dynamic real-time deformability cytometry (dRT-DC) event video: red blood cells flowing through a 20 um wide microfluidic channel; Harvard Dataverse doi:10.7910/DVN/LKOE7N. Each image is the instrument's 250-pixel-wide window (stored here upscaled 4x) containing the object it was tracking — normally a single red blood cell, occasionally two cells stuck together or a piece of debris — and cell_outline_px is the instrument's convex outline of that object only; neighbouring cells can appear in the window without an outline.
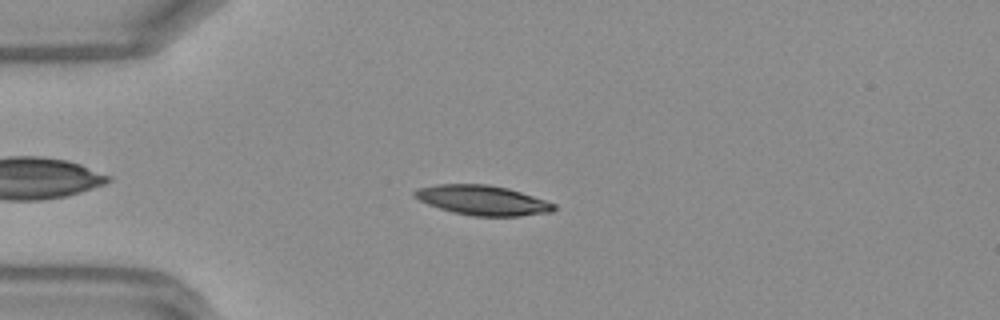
{"species": "Egyptian fruit bat (a non-hibernating species)", "species_latin": "Rousettus aegyptiacus", "temperature_condition": "warm", "stored_images_in_passage": 38, "camera_frame_rate_fps": 3000, "um_per_image_px": 0.085, "frame": {"image": 1, "passage_image": 2, "time_ms": 0.333, "image_size_px": [1000, 320], "cell_outline_px": [[556, 208], [552, 212], [520, 216], [472, 216], [452, 212], [428, 204], [412, 196], [412, 192], [416, 188], [436, 184], [488, 184], [508, 188], [556, 204]], "centroid_in_image_um": [40.98, 17.02], "position_along_channel_um": 44.0, "area_um2": 24.22}}
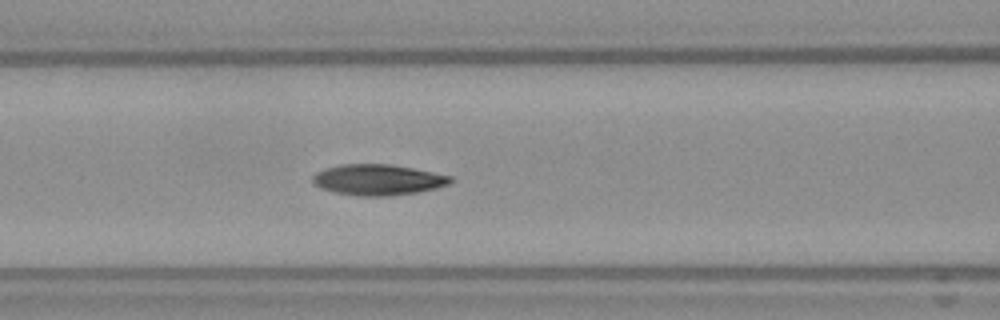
{"frame": {"image": 2, "passage_image": 10, "time_ms": 3.0, "image_size_px": [1000, 320], "cell_outline_px": [[452, 180], [448, 184], [436, 188], [416, 192], [384, 196], [360, 196], [336, 192], [320, 188], [312, 184], [312, 176], [316, 172], [324, 168], [340, 164], [388, 164], [412, 168], [452, 176]], "centroid_in_image_um": [32.06, 15.27], "position_along_channel_um": 134.5, "area_um2": 24.62}}
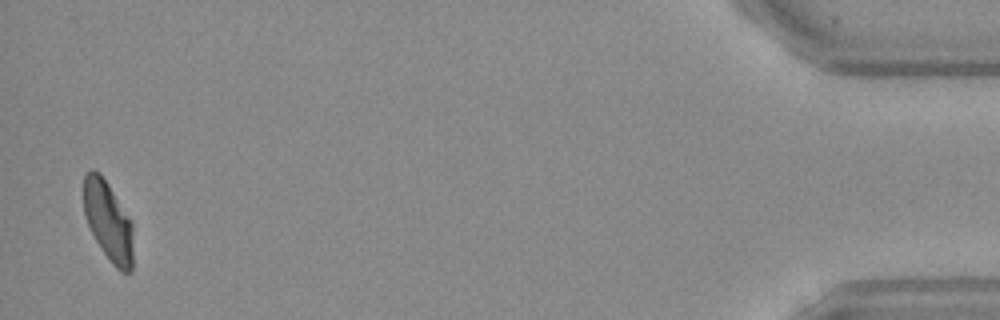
{"frame": {"image": 3, "passage_image": 37, "time_ms": 12.0, "image_size_px": [1000, 320], "cell_outline_px": [[132, 272], [120, 272], [112, 264], [100, 248], [88, 224], [84, 212], [84, 176], [92, 168], [100, 172], [128, 216], [132, 224]], "centroid_in_image_um": [9.19, 18.82], "position_along_channel_um": 426.0, "area_um2": 22.66}, "authors_computed_cell_mechanics": {"area_um2": 24.2471, "velocity_mm_per_s": 4.2049, "shape_relaxation_time_tau1_ms": 5.9954, "shape_relaxation_time_tau2_ms": 3.823, "deformation_change_tau1": 0.1986, "deformation_change_tau2": 0.0918}}